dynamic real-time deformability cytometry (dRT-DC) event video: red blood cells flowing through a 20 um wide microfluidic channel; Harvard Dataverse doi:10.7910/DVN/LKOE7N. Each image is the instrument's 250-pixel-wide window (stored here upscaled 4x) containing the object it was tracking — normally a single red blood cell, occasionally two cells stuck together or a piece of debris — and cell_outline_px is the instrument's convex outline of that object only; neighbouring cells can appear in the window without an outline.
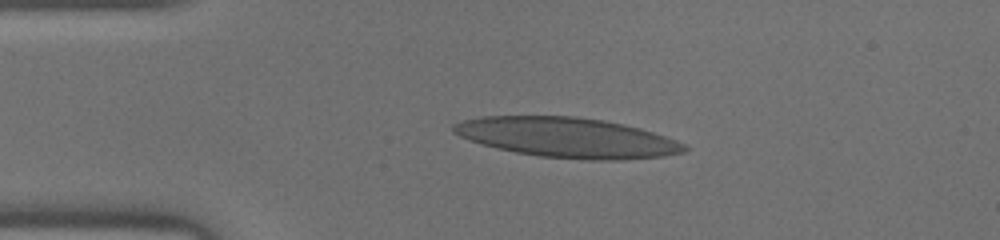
{"species": "human", "species_latin": "Homo sapiens", "temperature_condition": "warm", "stored_images_in_passage": 45, "camera_frame_rate_fps": 3000, "um_per_image_px": 0.085, "donor": {"sex": "male"}, "frame": {"image": 1, "passage_image": 9, "time_ms": 2.667, "image_size_px": [1000, 240], "cell_outline_px": [[688, 148], [684, 152], [664, 156], [620, 160], [592, 160], [540, 156], [516, 152], [496, 148], [460, 136], [452, 132], [452, 124], [464, 120], [480, 116], [576, 116], [604, 120], [624, 124], [640, 128], [676, 140], [684, 144]], "centroid_in_image_um": [48.22, 11.68], "position_along_channel_um": 36.8, "area_um2": 53.58}}
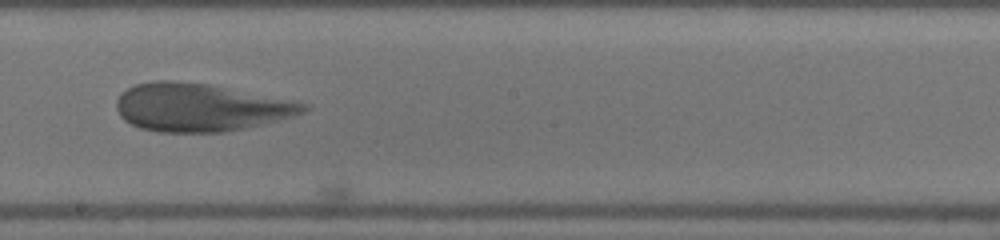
{"frame": {"image": 2, "passage_image": 25, "time_ms": 8.0, "image_size_px": [1000, 240], "cell_outline_px": [[308, 108], [304, 112], [292, 116], [264, 124], [224, 132], [156, 132], [140, 128], [124, 120], [120, 116], [116, 108], [116, 100], [120, 92], [136, 84], [152, 80], [172, 80], [208, 84], [308, 104]], "centroid_in_image_um": [16.94, 9.13], "position_along_channel_um": 231.3, "area_um2": 51.96}}
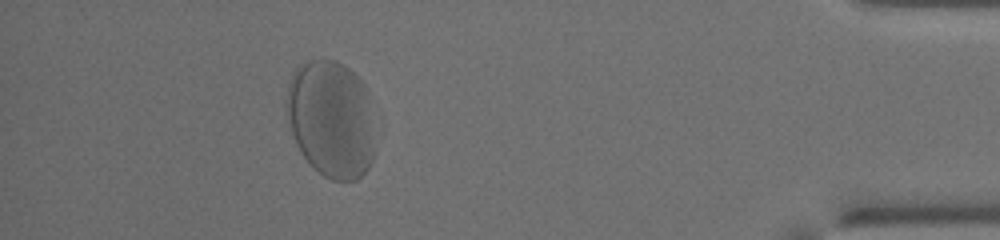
{"frame": {"image": 3, "passage_image": 41, "time_ms": 13.333, "image_size_px": [1000, 240], "cell_outline_px": [[372, 160], [368, 168], [356, 180], [332, 180], [324, 176], [304, 156], [296, 144], [288, 120], [288, 84], [296, 68], [300, 64], [308, 60], [336, 60], [344, 64], [364, 84], [368, 92], [372, 128]], "centroid_in_image_um": [28.14, 10.09], "position_along_channel_um": 407.1, "area_um2": 59.59}}